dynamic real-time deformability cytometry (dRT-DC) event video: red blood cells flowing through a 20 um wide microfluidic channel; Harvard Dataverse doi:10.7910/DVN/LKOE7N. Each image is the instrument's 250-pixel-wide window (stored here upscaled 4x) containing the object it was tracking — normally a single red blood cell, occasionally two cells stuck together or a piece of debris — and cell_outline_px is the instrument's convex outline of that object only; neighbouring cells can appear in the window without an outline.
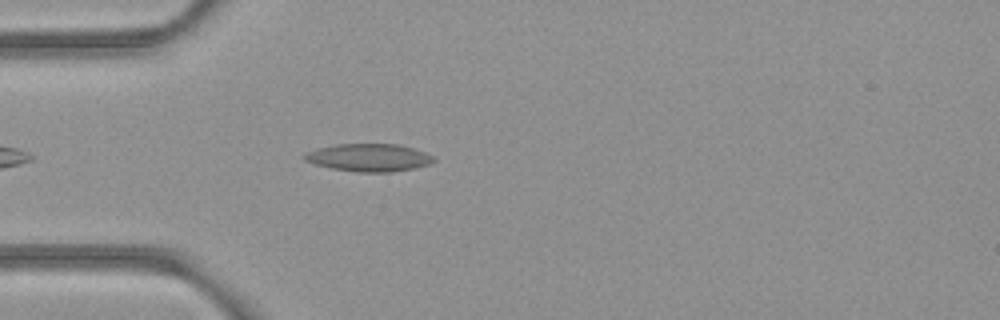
{"species": "common noctule bat (a hibernating species)", "species_latin": "Nyctalus noctula", "temperature_condition": "room temperature", "stored_images_in_passage": 4, "camera_frame_rate_fps": 3000, "um_per_image_px": 0.085, "animal": {"sex": "female", "body_mass_g": 21.9}, "frame": {"image": 1, "passage_image": 4, "time_ms": 1.0, "image_size_px": [1000, 320], "cell_outline_px": [[436, 160], [432, 164], [416, 168], [392, 172], [356, 172], [332, 168], [316, 164], [304, 160], [300, 156], [304, 152], [316, 148], [336, 144], [400, 144], [424, 152], [432, 156]], "centroid_in_image_um": [31.33, 13.39], "position_along_channel_um": 53.7, "area_um2": 21.1}}